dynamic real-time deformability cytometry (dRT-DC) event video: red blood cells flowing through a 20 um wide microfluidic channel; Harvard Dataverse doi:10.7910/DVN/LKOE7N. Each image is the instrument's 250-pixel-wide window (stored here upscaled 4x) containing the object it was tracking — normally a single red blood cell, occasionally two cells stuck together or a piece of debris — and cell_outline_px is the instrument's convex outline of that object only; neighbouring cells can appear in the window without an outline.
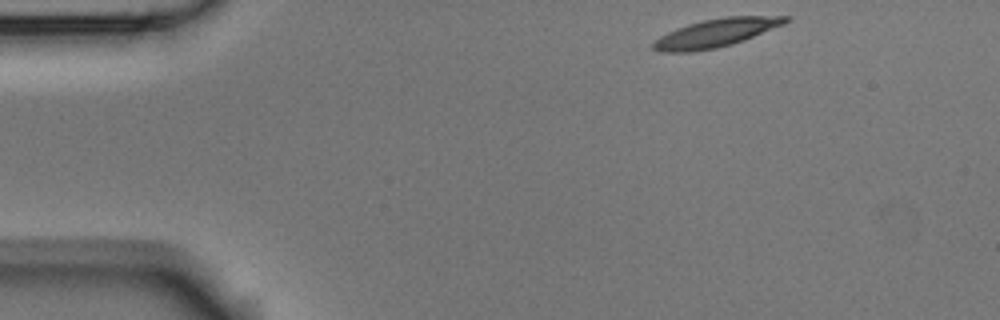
{"species": "Egyptian fruit bat (a non-hibernating species)", "species_latin": "Rousettus aegyptiacus", "temperature_condition": "room temperature", "stored_images_in_passage": 3, "camera_frame_rate_fps": 3000, "um_per_image_px": 0.085, "animal": {"sex": "male"}, "frame": {"image": 1, "passage_image": 1, "time_ms": 0.0, "image_size_px": [1000, 320], "cell_outline_px": [[792, 20], [784, 24], [744, 40], [732, 44], [716, 48], [692, 52], [660, 52], [652, 48], [652, 40], [676, 28], [688, 24], [704, 20], [724, 16], [792, 16]], "centroid_in_image_um": [60.85, 2.8], "position_along_channel_um": 24.2, "area_um2": 21.91}}